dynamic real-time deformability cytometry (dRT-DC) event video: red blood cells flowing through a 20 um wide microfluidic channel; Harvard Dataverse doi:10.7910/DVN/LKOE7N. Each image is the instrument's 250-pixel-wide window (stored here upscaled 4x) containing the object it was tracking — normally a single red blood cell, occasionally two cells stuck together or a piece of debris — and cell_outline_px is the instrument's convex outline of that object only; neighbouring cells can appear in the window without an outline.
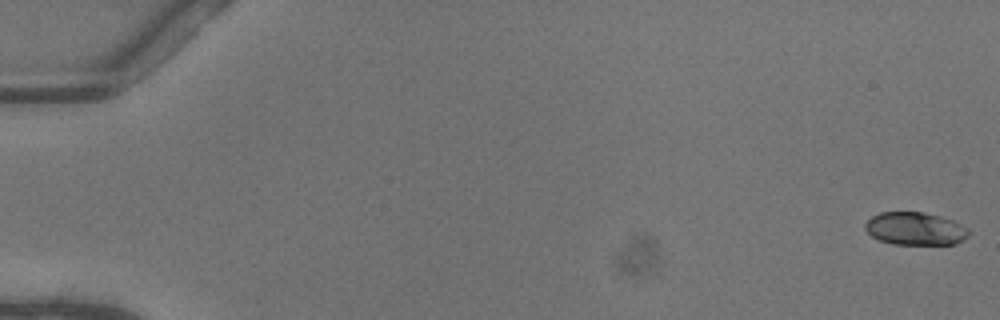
{"species": "common noctule bat (a hibernating species)", "species_latin": "Nyctalus noctula", "temperature_condition": "warm", "stored_images_in_passage": 52, "camera_frame_rate_fps": 3000, "um_per_image_px": 0.085, "animal": {"sex": "female"}, "frame": {"image": 1, "passage_image": 1, "time_ms": 0.0, "image_size_px": [1000, 320], "cell_outline_px": [[968, 236], [964, 240], [956, 244], [892, 244], [880, 240], [872, 236], [864, 228], [864, 224], [872, 216], [880, 212], [924, 212], [940, 216], [952, 220], [968, 228]], "centroid_in_image_um": [77.79, 19.44], "position_along_channel_um": 7.2, "area_um2": 19.83}}
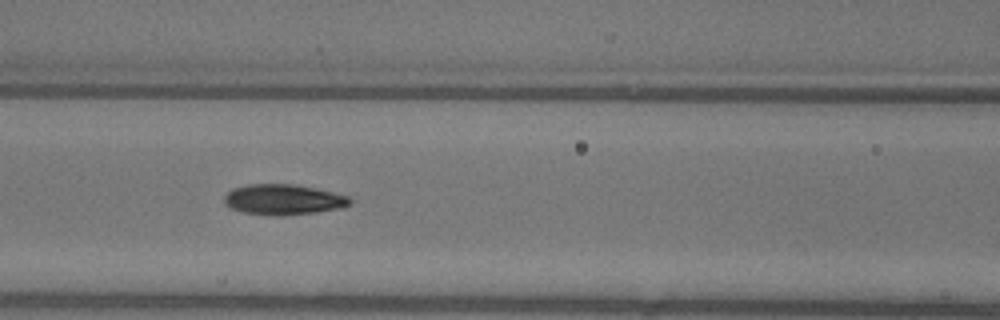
{"frame": {"image": 2, "passage_image": 24, "time_ms": 7.667, "image_size_px": [1000, 320], "cell_outline_px": [[352, 204], [340, 208], [316, 212], [240, 212], [224, 204], [224, 196], [232, 188], [248, 184], [296, 184], [316, 188], [348, 196], [352, 200]], "centroid_in_image_um": [24.1, 16.9], "position_along_channel_um": 142.5, "area_um2": 21.33}}
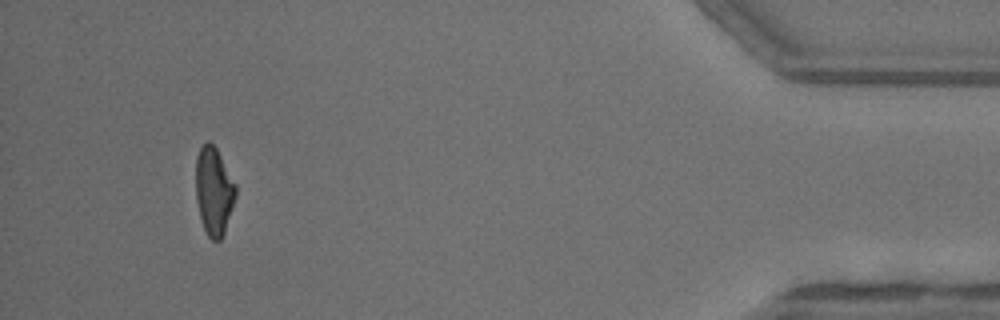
{"frame": {"image": 3, "passage_image": 49, "time_ms": 16.0, "image_size_px": [1000, 320], "cell_outline_px": [[236, 196], [224, 232], [220, 240], [212, 240], [208, 236], [204, 228], [200, 216], [196, 200], [196, 156], [200, 148], [208, 140], [216, 148], [236, 184]], "centroid_in_image_um": [18.17, 16.23], "position_along_channel_um": 417.0, "area_um2": 20.23}, "authors_computed_cell_mechanics": {"area_um2": 20.9525, "velocity_mm_per_s": 4.084, "shape_relaxation_time_tau1_ms": 3.0637, "shape_relaxation_time_tau2_ms": 1.8825, "deformation_change_tau1": 0.1687, "deformation_change_tau2": 0.0893}}